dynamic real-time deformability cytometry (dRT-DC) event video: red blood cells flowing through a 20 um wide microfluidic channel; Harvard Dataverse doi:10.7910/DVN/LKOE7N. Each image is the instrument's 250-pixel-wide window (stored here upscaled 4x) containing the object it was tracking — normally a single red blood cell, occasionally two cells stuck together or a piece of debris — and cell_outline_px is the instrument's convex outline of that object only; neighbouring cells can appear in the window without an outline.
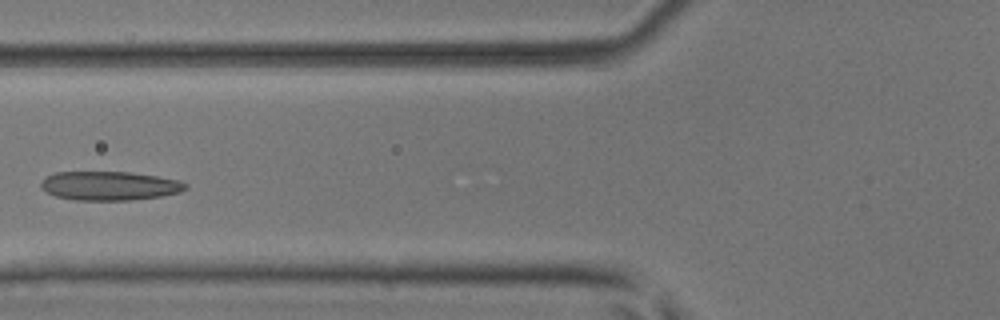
{"species": "common noctule bat (a hibernating species)", "species_latin": "Nyctalus noctula", "temperature_condition": "room temperature", "stored_images_in_passage": 6, "camera_frame_rate_fps": 3000, "um_per_image_px": 0.085, "animal": {"sex": "male", "body_mass_g": 17.9, "forearm_length_mm": 54.2}, "frame": {"image": 1, "passage_image": 6, "time_ms": 1.667, "image_size_px": [1000, 320], "cell_outline_px": [[188, 188], [180, 192], [160, 196], [132, 200], [76, 200], [56, 196], [40, 188], [40, 184], [48, 176], [56, 172], [132, 172], [180, 180], [188, 184]], "centroid_in_image_um": [9.35, 15.79], "position_along_channel_um": 116.5, "area_um2": 24.33}}